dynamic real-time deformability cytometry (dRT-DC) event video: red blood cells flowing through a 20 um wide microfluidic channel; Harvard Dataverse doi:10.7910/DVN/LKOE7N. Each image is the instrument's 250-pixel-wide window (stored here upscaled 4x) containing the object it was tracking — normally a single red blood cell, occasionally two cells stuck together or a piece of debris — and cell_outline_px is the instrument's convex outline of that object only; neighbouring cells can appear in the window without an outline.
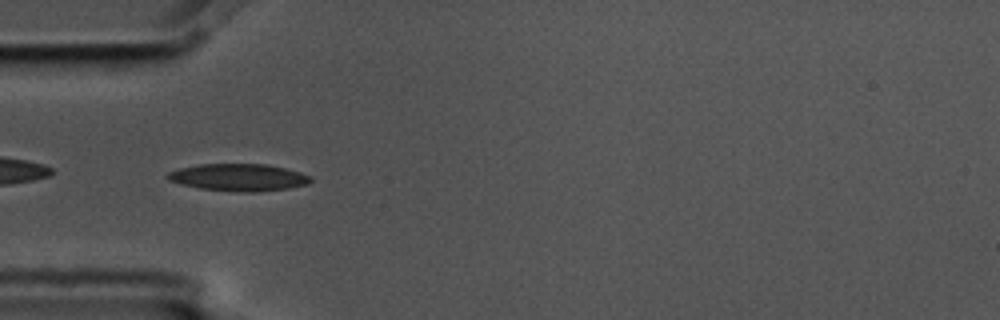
{"species": "common noctule bat (a hibernating species)", "species_latin": "Nyctalus noctula", "temperature_condition": "cold", "stored_images_in_passage": 5, "camera_frame_rate_fps": 3000, "um_per_image_px": 0.085, "animal": {"sex": "male", "body_mass_g": 17.5, "forearm_length_mm": 52.3}, "frame": {"image": 1, "passage_image": 4, "time_ms": 1.0, "image_size_px": [1000, 320], "cell_outline_px": [[312, 180], [308, 184], [288, 188], [252, 192], [232, 192], [200, 188], [168, 180], [168, 172], [180, 168], [200, 164], [264, 164], [284, 168], [300, 172], [312, 176]], "centroid_in_image_um": [20.31, 15.08], "position_along_channel_um": 64.7, "area_um2": 22.48}}